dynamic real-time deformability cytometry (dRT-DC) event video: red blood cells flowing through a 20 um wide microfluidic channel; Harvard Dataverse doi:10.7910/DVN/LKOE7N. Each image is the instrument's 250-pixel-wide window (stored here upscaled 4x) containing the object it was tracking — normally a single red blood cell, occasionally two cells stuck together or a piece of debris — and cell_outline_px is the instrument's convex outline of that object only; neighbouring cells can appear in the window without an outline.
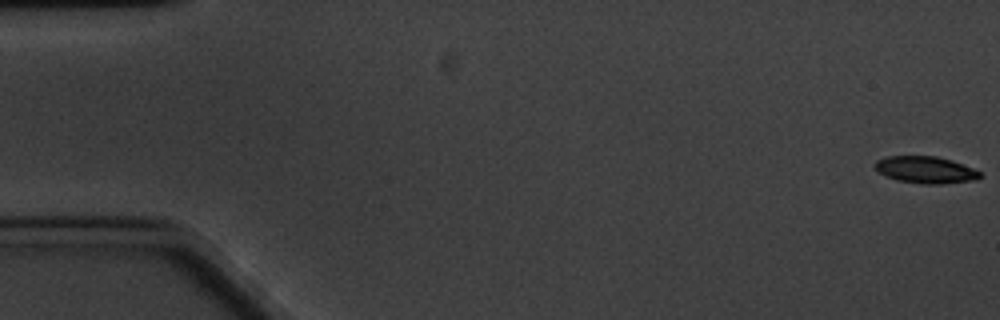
{"species": "common noctule bat (a hibernating species)", "species_latin": "Nyctalus noctula", "temperature_condition": "cold", "stored_images_in_passage": 10, "camera_frame_rate_fps": 3000, "um_per_image_px": 0.085, "animal": {"sex": "male", "body_mass_g": 20.1, "forearm_length_mm": 53.5}, "frame": {"image": 1, "passage_image": 1, "time_ms": 0.0, "image_size_px": [1000, 320], "cell_outline_px": [[984, 176], [976, 180], [940, 184], [920, 184], [896, 180], [884, 176], [876, 168], [876, 160], [888, 156], [936, 156], [952, 160], [972, 168], [980, 172]], "centroid_in_image_um": [78.7, 14.44], "position_along_channel_um": 6.3, "area_um2": 16.53}}